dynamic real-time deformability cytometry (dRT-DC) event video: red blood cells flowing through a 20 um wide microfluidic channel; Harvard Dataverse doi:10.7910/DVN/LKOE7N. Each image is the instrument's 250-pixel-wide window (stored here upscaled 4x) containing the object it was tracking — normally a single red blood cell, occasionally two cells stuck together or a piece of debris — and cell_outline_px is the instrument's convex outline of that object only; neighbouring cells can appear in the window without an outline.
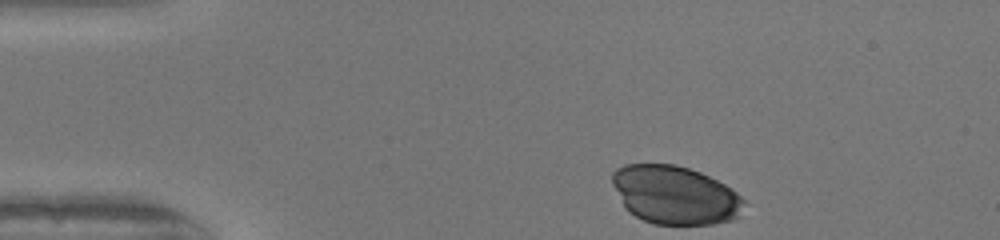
{"species": "human", "species_latin": "Homo sapiens", "temperature_condition": "warm", "stored_images_in_passage": 43, "camera_frame_rate_fps": 3000, "um_per_image_px": 0.085, "donor": {"sex": "female"}, "frame": {"image": 1, "passage_image": 1, "time_ms": 0.0, "image_size_px": [1000, 240], "cell_outline_px": [[744, 200], [740, 216], [732, 220], [712, 224], [652, 224], [628, 212], [624, 208], [612, 184], [612, 172], [616, 168], [624, 164], [676, 164], [700, 172], [732, 188]], "centroid_in_image_um": [57.35, 16.57], "position_along_channel_um": 27.7, "area_um2": 44.97}}
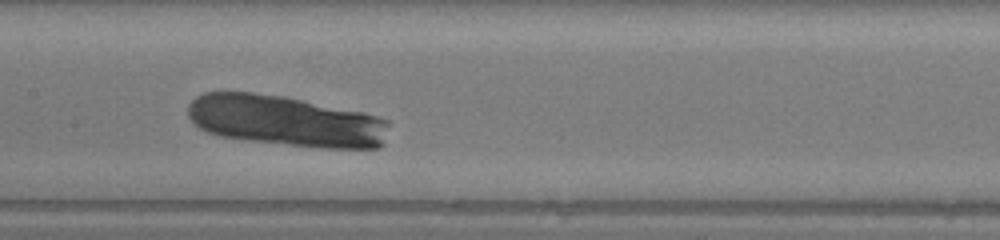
{"frame": {"image": 2, "passage_image": 18, "time_ms": 5.667, "image_size_px": [1000, 240], "cell_outline_px": [[388, 124], [384, 144], [380, 148], [324, 148], [248, 140], [220, 136], [208, 132], [200, 128], [188, 116], [188, 104], [196, 96], [204, 92], [252, 92], [284, 96], [364, 112], [388, 120]], "centroid_in_image_um": [24.29, 10.27], "position_along_channel_um": 183.1, "area_um2": 59.59}}
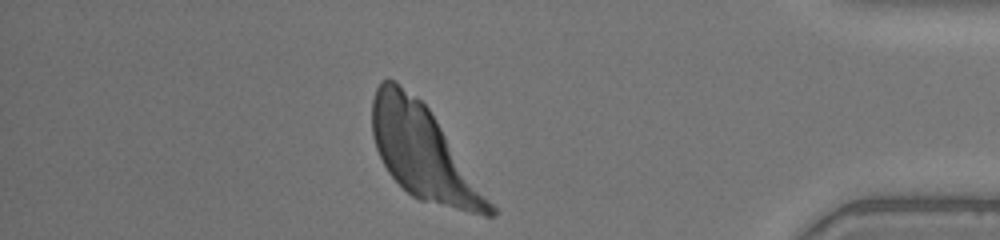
{"frame": {"image": 3, "passage_image": 37, "time_ms": 12.0, "image_size_px": [1000, 240], "cell_outline_px": [[496, 212], [492, 216], [484, 216], [420, 200], [412, 196], [388, 172], [376, 148], [372, 136], [372, 100], [376, 88], [380, 80], [396, 80], [416, 96], [428, 108], [496, 208]], "centroid_in_image_um": [35.94, 12.96], "position_along_channel_um": 399.3, "area_um2": 62.6}}